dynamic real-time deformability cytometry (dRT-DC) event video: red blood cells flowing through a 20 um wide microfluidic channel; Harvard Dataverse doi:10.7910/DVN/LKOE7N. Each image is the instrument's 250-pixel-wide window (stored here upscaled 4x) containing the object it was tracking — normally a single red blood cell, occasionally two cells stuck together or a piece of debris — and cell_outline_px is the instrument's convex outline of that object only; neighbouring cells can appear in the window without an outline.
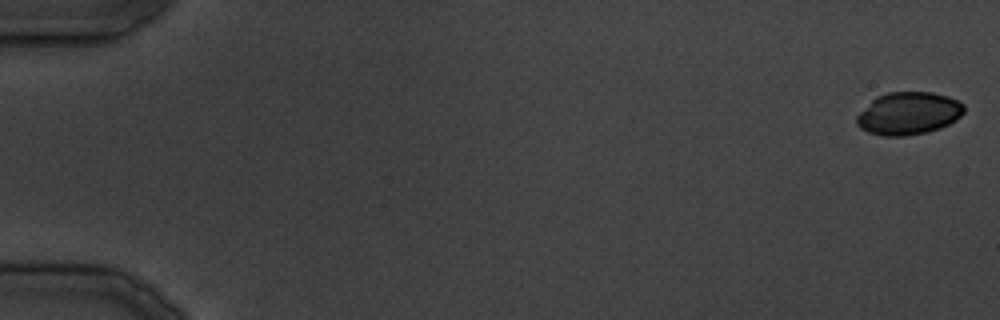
{"species": "common noctule bat (a hibernating species)", "species_latin": "Nyctalus noctula", "temperature_condition": "cold", "stored_images_in_passage": 36, "camera_frame_rate_fps": 3000, "um_per_image_px": 0.085, "animal": {"sex": "male", "body_mass_g": 19.5, "forearm_length_mm": 54.6}, "frame": {"image": 1, "passage_image": 1, "time_ms": 0.0, "image_size_px": [1000, 320], "cell_outline_px": [[964, 112], [956, 120], [940, 128], [928, 132], [904, 136], [884, 136], [868, 132], [860, 128], [856, 124], [856, 116], [876, 96], [888, 92], [932, 92], [948, 96], [964, 104]], "centroid_in_image_um": [77.22, 9.64], "position_along_channel_um": 7.8, "area_um2": 26.7}}
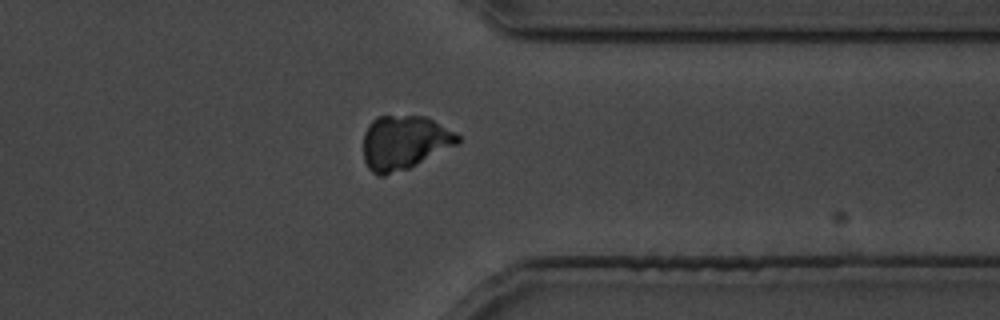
{"frame": {"image": 2, "passage_image": 29, "time_ms": 34.667, "image_size_px": [1000, 320], "cell_outline_px": [[460, 140], [456, 144], [408, 168], [384, 176], [380, 176], [372, 172], [368, 168], [364, 160], [364, 132], [368, 124], [376, 116], [424, 116], [456, 132], [460, 136]], "centroid_in_image_um": [34.32, 12.1], "position_along_channel_um": 377.1, "area_um2": 29.42}}
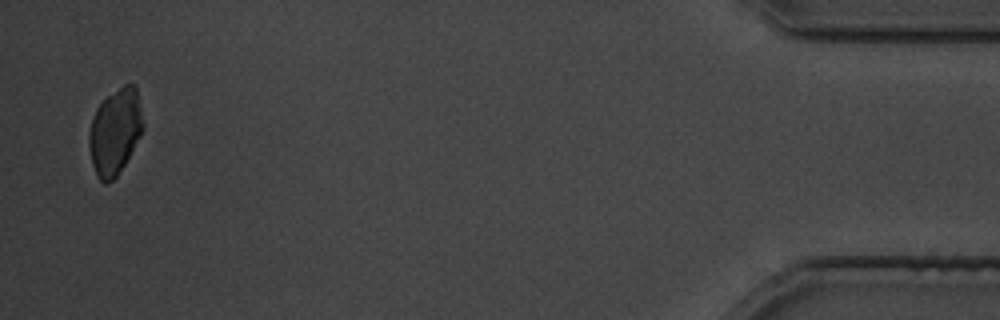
{"frame": {"image": 3, "passage_image": 36, "time_ms": 42.667, "image_size_px": [1000, 320], "cell_outline_px": [[144, 128], [140, 136], [124, 164], [116, 176], [112, 180], [104, 184], [96, 176], [92, 164], [88, 144], [88, 132], [96, 108], [108, 96], [124, 84], [132, 84], [136, 88], [144, 124]], "centroid_in_image_um": [9.76, 11.2], "position_along_channel_um": 425.4, "area_um2": 26.76}}